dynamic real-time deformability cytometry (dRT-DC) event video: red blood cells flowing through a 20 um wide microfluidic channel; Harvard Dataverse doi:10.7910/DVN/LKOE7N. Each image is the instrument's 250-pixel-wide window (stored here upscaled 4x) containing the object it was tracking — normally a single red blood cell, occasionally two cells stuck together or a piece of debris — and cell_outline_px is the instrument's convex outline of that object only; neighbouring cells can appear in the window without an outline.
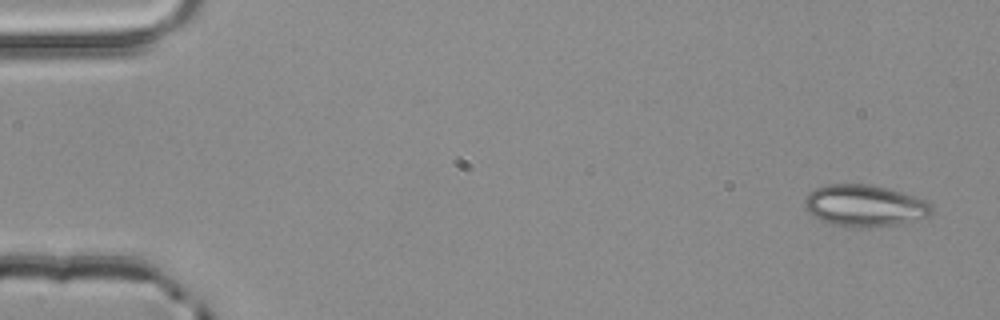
{"species": "common noctule bat (a hibernating species)", "species_latin": "Nyctalus noctula", "temperature_condition": "room temperature", "stored_images_in_passage": 3, "camera_frame_rate_fps": 3000, "um_per_image_px": 0.085, "animal": {"sex": "male", "body_mass_g": 20.4}, "frame": {"image": 1, "passage_image": 1, "time_ms": 0.0, "image_size_px": [1000, 320], "cell_outline_px": [[936, 212], [932, 216], [900, 224], [832, 224], [820, 220], [812, 216], [804, 208], [804, 200], [808, 192], [816, 188], [828, 184], [868, 184], [916, 196], [928, 200], [932, 204]], "centroid_in_image_um": [73.54, 17.44], "position_along_channel_um": 11.5, "area_um2": 30.35}}